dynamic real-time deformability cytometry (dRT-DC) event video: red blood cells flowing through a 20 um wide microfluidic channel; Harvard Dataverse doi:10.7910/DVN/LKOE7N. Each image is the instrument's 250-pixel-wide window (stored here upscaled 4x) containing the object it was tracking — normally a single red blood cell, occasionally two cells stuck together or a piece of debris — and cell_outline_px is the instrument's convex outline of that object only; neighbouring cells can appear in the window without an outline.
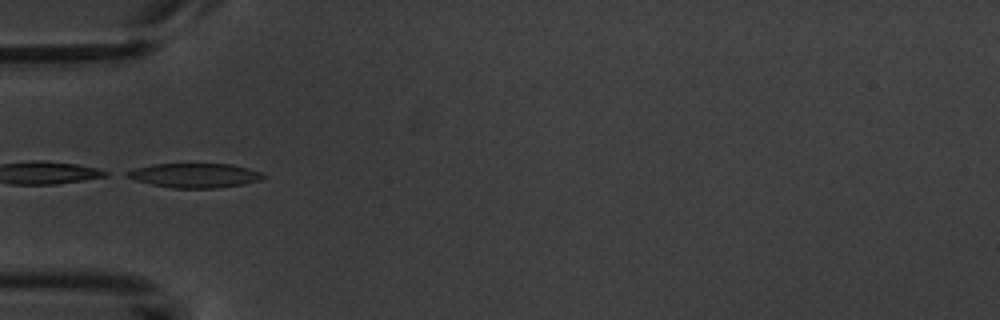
{"species": "common noctule bat (a hibernating species)", "species_latin": "Nyctalus noctula", "temperature_condition": "warm", "stored_images_in_passage": 9, "camera_frame_rate_fps": 3000, "um_per_image_px": 0.085, "animal": {"sex": "male", "body_mass_g": 20.1, "forearm_length_mm": 53.5}, "frame": {"image": 1, "passage_image": 4, "time_ms": 4.667, "image_size_px": [1000, 320], "cell_outline_px": [[264, 176], [260, 180], [244, 184], [216, 188], [172, 188], [152, 184], [136, 180], [124, 176], [124, 172], [136, 168], [152, 164], [232, 164], [260, 172]], "centroid_in_image_um": [16.51, 14.91], "position_along_channel_um": 68.5, "area_um2": 19.19}}
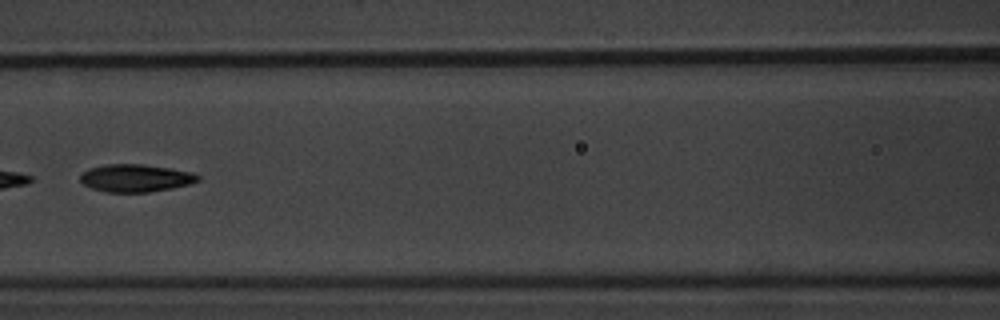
{"frame": {"image": 2, "passage_image": 6, "time_ms": 7.0, "image_size_px": [1000, 320], "cell_outline_px": [[200, 180], [188, 184], [172, 188], [148, 192], [104, 192], [92, 188], [84, 184], [80, 180], [80, 176], [88, 168], [108, 164], [140, 164], [172, 168], [192, 172], [200, 176]], "centroid_in_image_um": [11.53, 15.13], "position_along_channel_um": 155.1, "area_um2": 18.9}}
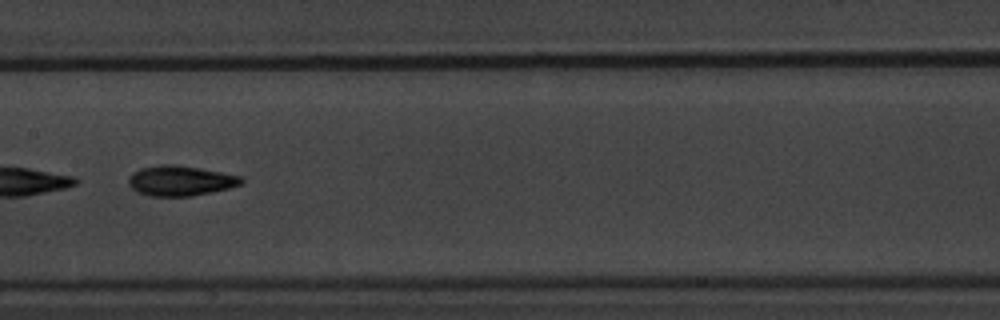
{"frame": {"image": 3, "passage_image": 7, "time_ms": 8.0, "image_size_px": [1000, 320], "cell_outline_px": [[244, 184], [228, 188], [192, 196], [148, 196], [136, 192], [128, 184], [128, 176], [132, 172], [140, 168], [160, 164], [176, 164], [200, 168], [240, 176], [244, 180]], "centroid_in_image_um": [15.29, 15.36], "position_along_channel_um": 192.1, "area_um2": 20.0}}